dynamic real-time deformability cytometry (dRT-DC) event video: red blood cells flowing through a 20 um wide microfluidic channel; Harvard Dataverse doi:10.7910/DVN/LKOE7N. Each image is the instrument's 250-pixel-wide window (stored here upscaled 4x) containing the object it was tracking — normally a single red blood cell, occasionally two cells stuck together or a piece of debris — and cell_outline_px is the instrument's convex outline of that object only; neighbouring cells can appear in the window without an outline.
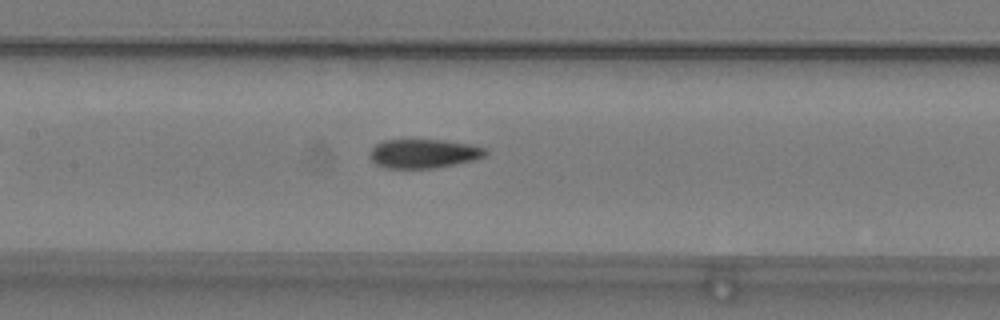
{"species": "common noctule bat (a hibernating species)", "species_latin": "Nyctalus noctula", "temperature_condition": "warm", "stored_images_in_passage": 43, "camera_frame_rate_fps": 3000, "um_per_image_px": 0.085, "animal": {"sex": "male", "body_mass_g": 19.2, "forearm_length_mm": 51.8}, "frame": {"image": 1, "passage_image": 17, "time_ms": 5.333, "image_size_px": [1000, 320], "cell_outline_px": [[488, 152], [484, 156], [472, 160], [432, 168], [388, 168], [376, 164], [368, 156], [372, 148], [376, 144], [384, 140], [444, 140], [468, 144], [484, 148]], "centroid_in_image_um": [35.96, 13.05], "position_along_channel_um": 171.4, "area_um2": 19.25}}
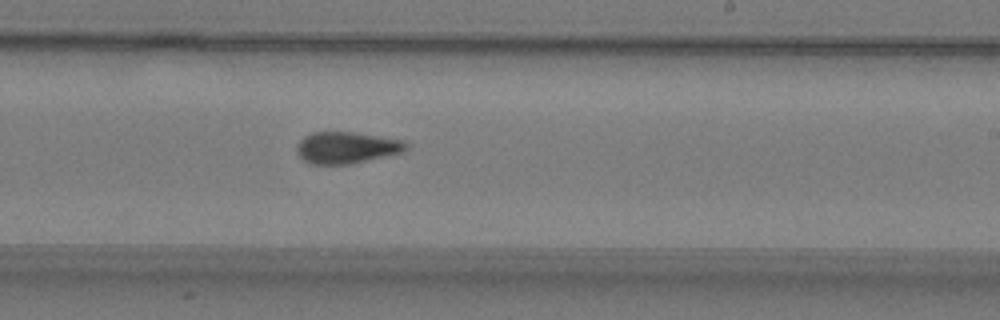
{"frame": {"image": 2, "passage_image": 24, "time_ms": 7.667, "image_size_px": [1000, 320], "cell_outline_px": [[408, 144], [400, 152], [352, 164], [316, 164], [304, 160], [300, 156], [296, 148], [300, 140], [304, 136], [312, 132], [352, 132], [404, 140]], "centroid_in_image_um": [29.43, 12.54], "position_along_channel_um": 259.6, "area_um2": 19.77}}
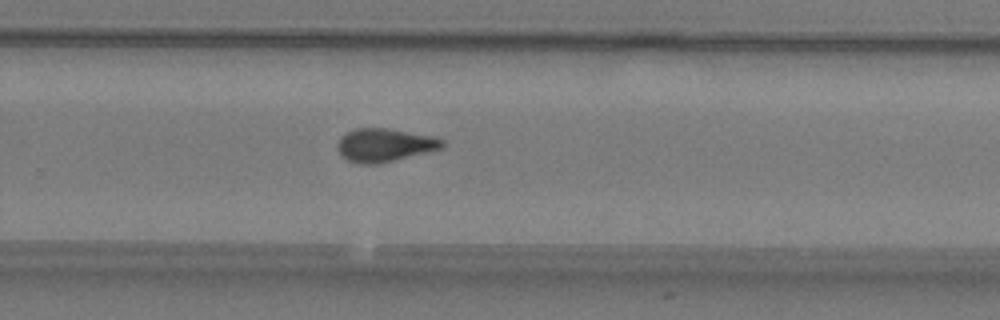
{"frame": {"image": 3, "passage_image": 27, "time_ms": 8.667, "image_size_px": [1000, 320], "cell_outline_px": [[444, 148], [376, 164], [360, 164], [348, 160], [340, 156], [336, 148], [336, 144], [340, 136], [344, 132], [356, 128], [388, 128], [432, 136], [444, 140]], "centroid_in_image_um": [32.63, 12.32], "position_along_channel_um": 297.2, "area_um2": 20.46}, "authors_computed_cell_mechanics": {"area_um2": 19.8832, "velocity_mm_per_s": 3.8011, "shape_relaxation_time_tau1_ms": null, "shape_relaxation_time_tau2_ms": 2.3951, "deformation_change_tau1": null, "deformation_change_tau2": 0.0835}}